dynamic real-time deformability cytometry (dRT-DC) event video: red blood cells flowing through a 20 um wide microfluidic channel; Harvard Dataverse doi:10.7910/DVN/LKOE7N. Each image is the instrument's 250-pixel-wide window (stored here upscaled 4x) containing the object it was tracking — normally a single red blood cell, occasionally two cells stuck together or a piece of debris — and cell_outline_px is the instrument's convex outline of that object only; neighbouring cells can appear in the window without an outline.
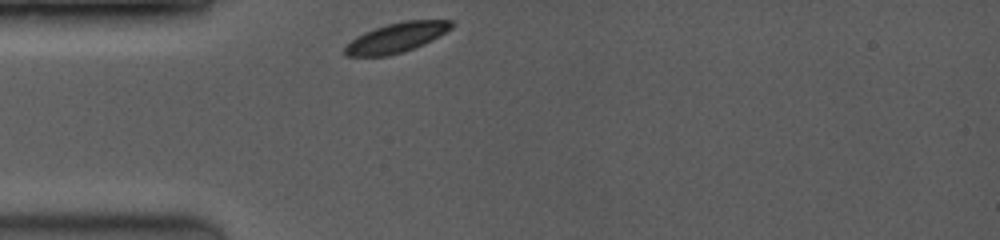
{"species": "common noctule bat (a hibernating species)", "species_latin": "Nyctalus noctula", "temperature_condition": "room temperature", "stored_images_in_passage": 3, "camera_frame_rate_fps": 3500, "um_per_image_px": 0.085, "animal": {"sex": "female", "body_mass_g": 19.0, "forearm_length_mm": 53.3}, "frame": {"image": 1, "passage_image": 1, "time_ms": 0.0, "image_size_px": [1000, 240], "cell_outline_px": [[456, 24], [452, 28], [440, 36], [424, 44], [400, 52], [384, 56], [344, 56], [344, 48], [356, 36], [364, 32], [388, 24], [404, 20], [452, 20]], "centroid_in_image_um": [33.73, 3.18], "position_along_channel_um": 51.3, "area_um2": 18.32}}
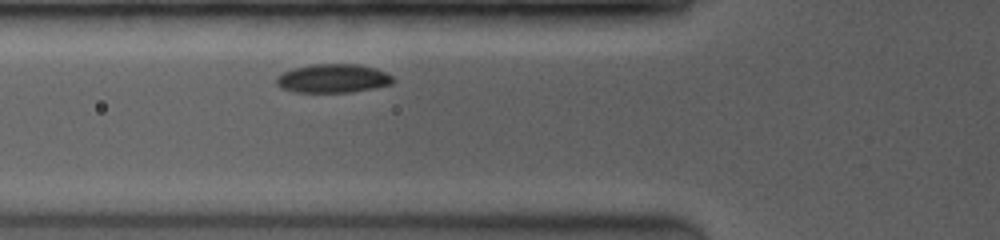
{"frame": {"image": 2, "passage_image": 3, "time_ms": 1.429, "image_size_px": [1000, 240], "cell_outline_px": [[392, 84], [376, 88], [352, 92], [296, 92], [280, 88], [276, 84], [276, 76], [284, 72], [296, 68], [312, 64], [356, 64], [376, 68], [392, 76]], "centroid_in_image_um": [28.3, 6.67], "position_along_channel_um": 97.5, "area_um2": 19.48}}